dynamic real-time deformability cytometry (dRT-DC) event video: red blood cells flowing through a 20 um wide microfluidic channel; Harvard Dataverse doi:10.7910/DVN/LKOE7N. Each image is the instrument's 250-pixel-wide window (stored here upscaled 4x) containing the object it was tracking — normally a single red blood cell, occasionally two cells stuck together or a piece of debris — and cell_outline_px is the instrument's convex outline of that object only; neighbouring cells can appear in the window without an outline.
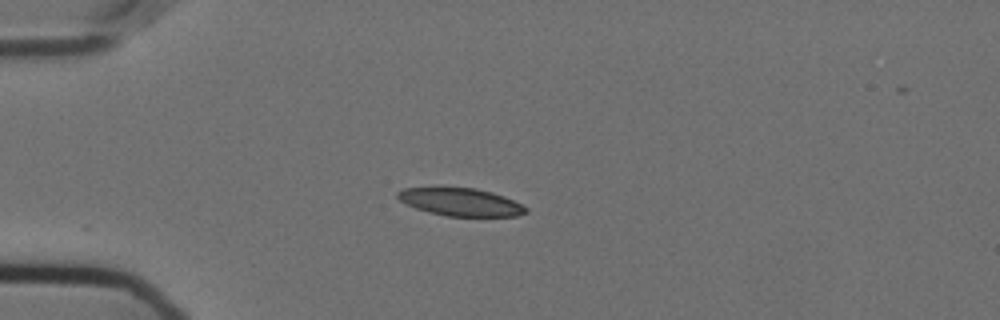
{"species": "Egyptian fruit bat (a non-hibernating species)", "species_latin": "Rousettus aegyptiacus", "temperature_condition": "cold", "stored_images_in_passage": 43, "camera_frame_rate_fps": 3000, "um_per_image_px": 0.085, "animal": {"sex": "female"}, "frame": {"image": 1, "passage_image": 1, "time_ms": 0.0, "image_size_px": [1000, 320], "cell_outline_px": [[528, 212], [516, 216], [448, 216], [428, 212], [416, 208], [400, 200], [396, 196], [396, 192], [404, 188], [476, 188], [492, 192], [504, 196], [528, 208]], "centroid_in_image_um": [39.17, 17.17], "position_along_channel_um": 45.8, "area_um2": 20.52}}
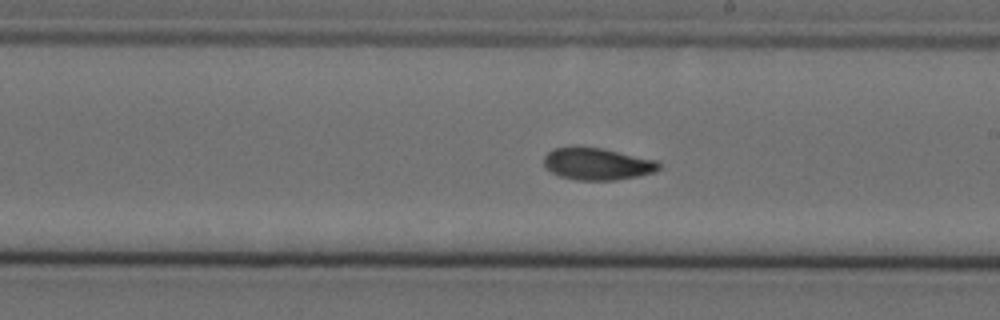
{"frame": {"image": 2, "passage_image": 19, "time_ms": 6.0, "image_size_px": [1000, 320], "cell_outline_px": [[660, 168], [656, 172], [640, 176], [616, 180], [576, 180], [560, 176], [544, 168], [544, 156], [548, 152], [556, 148], [600, 148], [656, 160], [660, 164]], "centroid_in_image_um": [50.79, 13.96], "position_along_channel_um": 238.2, "area_um2": 21.21}}
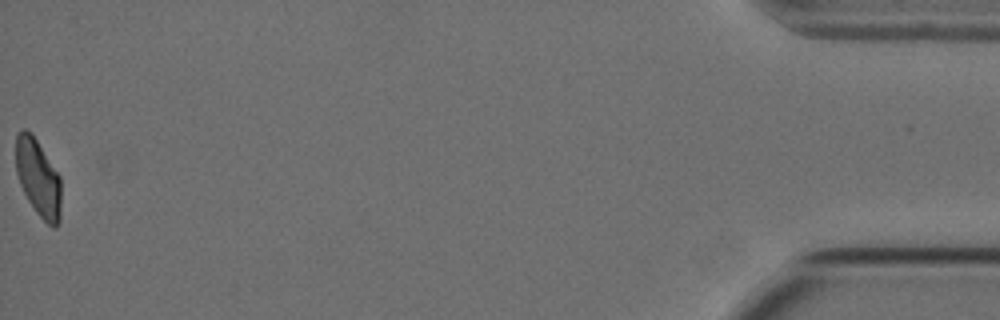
{"frame": {"image": 3, "passage_image": 43, "time_ms": 14.0, "image_size_px": [1000, 320], "cell_outline_px": [[60, 220], [56, 228], [52, 228], [36, 212], [28, 200], [20, 184], [16, 172], [16, 132], [24, 128], [32, 132], [60, 176]], "centroid_in_image_um": [3.24, 15.1], "position_along_channel_um": 432.0, "area_um2": 20.46}, "authors_computed_cell_mechanics": {"area_um2": 21.5594, "velocity_mm_per_s": 3.5783, "shape_relaxation_time_tau1_ms": 8.7534, "shape_relaxation_time_tau2_ms": 2.6421, "deformation_change_tau1": 0.1882, "deformation_change_tau2": 0.0656}}